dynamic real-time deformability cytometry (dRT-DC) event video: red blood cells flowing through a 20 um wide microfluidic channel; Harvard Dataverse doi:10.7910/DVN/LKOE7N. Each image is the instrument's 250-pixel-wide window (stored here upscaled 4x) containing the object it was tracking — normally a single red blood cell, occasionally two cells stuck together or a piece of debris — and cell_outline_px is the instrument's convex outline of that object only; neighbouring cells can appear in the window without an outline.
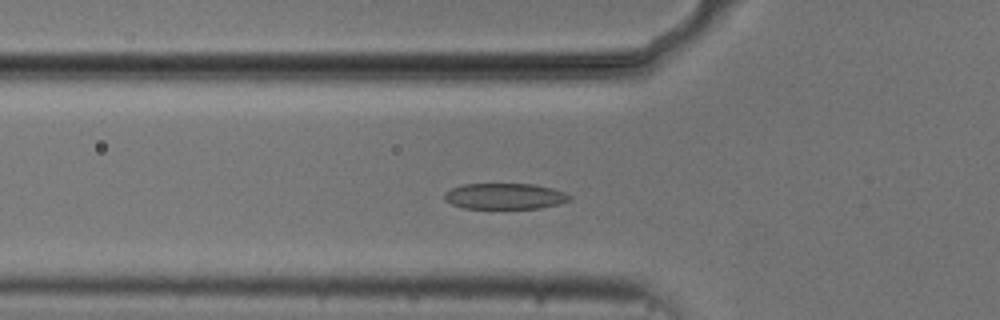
{"species": "common noctule bat (a hibernating species)", "species_latin": "Nyctalus noctula", "temperature_condition": "cold", "stored_images_in_passage": 50, "camera_frame_rate_fps": 3000, "um_per_image_px": 0.085, "animal": {"sex": "male", "body_mass_g": 20.5, "forearm_length_mm": 52.5}, "frame": {"image": 1, "passage_image": 14, "time_ms": 4.333, "image_size_px": [1000, 320], "cell_outline_px": [[572, 200], [560, 204], [540, 208], [464, 208], [452, 204], [444, 200], [444, 192], [452, 188], [464, 184], [532, 184], [552, 188], [564, 192], [572, 196]], "centroid_in_image_um": [42.93, 16.68], "position_along_channel_um": 82.9, "area_um2": 18.96}}
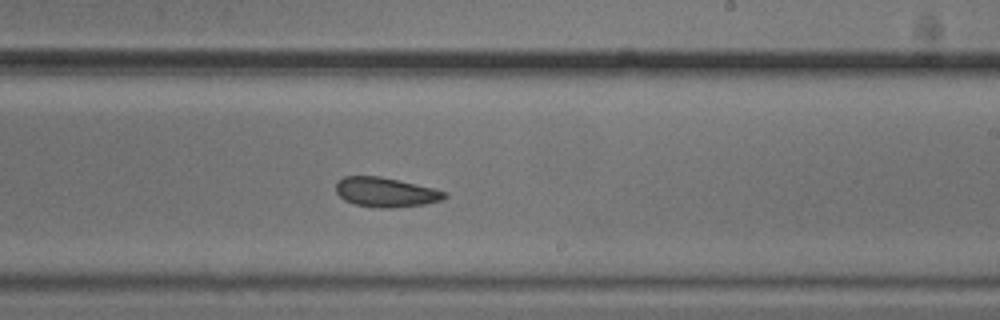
{"frame": {"image": 2, "passage_image": 28, "time_ms": 9.0, "image_size_px": [1000, 320], "cell_outline_px": [[448, 196], [444, 200], [424, 204], [392, 208], [380, 208], [352, 204], [344, 200], [336, 192], [336, 184], [344, 176], [380, 176], [432, 188], [448, 192]], "centroid_in_image_um": [32.79, 16.35], "position_along_channel_um": 256.2, "area_um2": 18.73}}
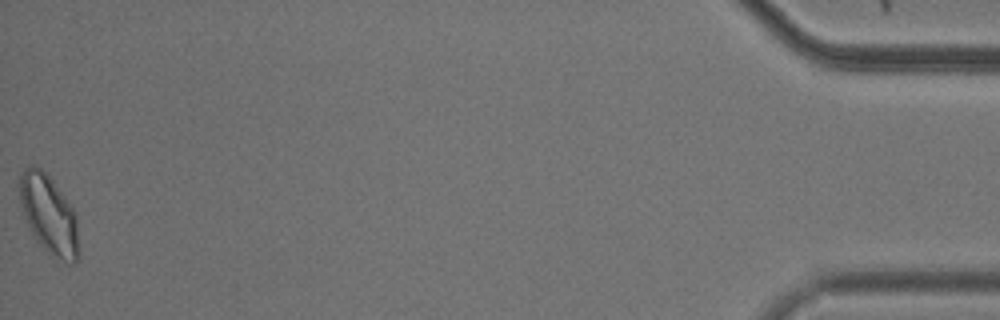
{"frame": {"image": 3, "passage_image": 50, "time_ms": 16.333, "image_size_px": [1000, 320], "cell_outline_px": [[80, 252], [76, 264], [68, 264], [52, 256], [36, 240], [28, 228], [20, 204], [20, 172], [28, 164], [32, 164], [40, 168], [52, 180], [76, 212], [80, 248]], "centroid_in_image_um": [4.18, 18.28], "position_along_channel_um": 431.0, "area_um2": 27.69}, "authors_computed_cell_mechanics": {"area_um2": 19.7676, "velocity_mm_per_s": 3.6981, "shape_relaxation_time_tau1_ms": 2.0842, "shape_relaxation_time_tau2_ms": 3.5891, "deformation_change_tau1": 0.084, "deformation_change_tau2": 0.1009}}